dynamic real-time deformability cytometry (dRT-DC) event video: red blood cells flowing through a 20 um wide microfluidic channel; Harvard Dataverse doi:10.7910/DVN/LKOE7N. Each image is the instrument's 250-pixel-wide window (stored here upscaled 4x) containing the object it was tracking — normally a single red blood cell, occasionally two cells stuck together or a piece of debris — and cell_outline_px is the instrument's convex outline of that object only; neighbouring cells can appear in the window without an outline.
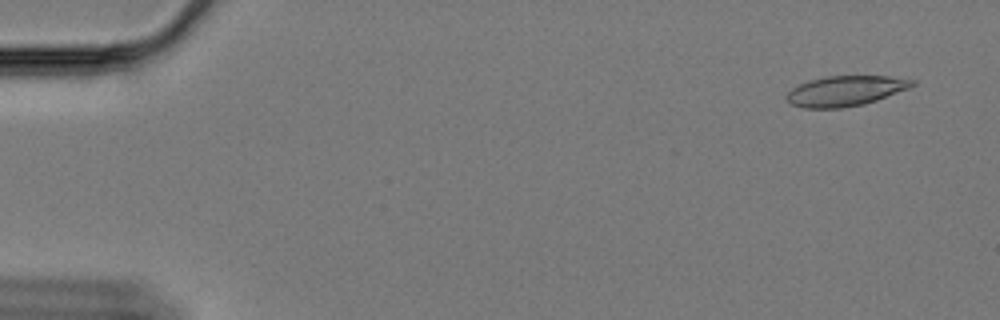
{"species": "Egyptian fruit bat (a non-hibernating species)", "species_latin": "Rousettus aegyptiacus", "temperature_condition": "cold", "stored_images_in_passage": 61, "camera_frame_rate_fps": 3000, "um_per_image_px": 0.085, "animal": {"sex": "female"}, "frame": {"image": 1, "passage_image": 4, "time_ms": 1.0, "image_size_px": [1000, 320], "cell_outline_px": [[916, 84], [908, 88], [876, 100], [864, 104], [840, 108], [804, 108], [792, 104], [784, 96], [792, 88], [808, 80], [828, 76], [888, 76], [916, 80]], "centroid_in_image_um": [71.85, 7.72], "position_along_channel_um": 13.2, "area_um2": 21.96}}
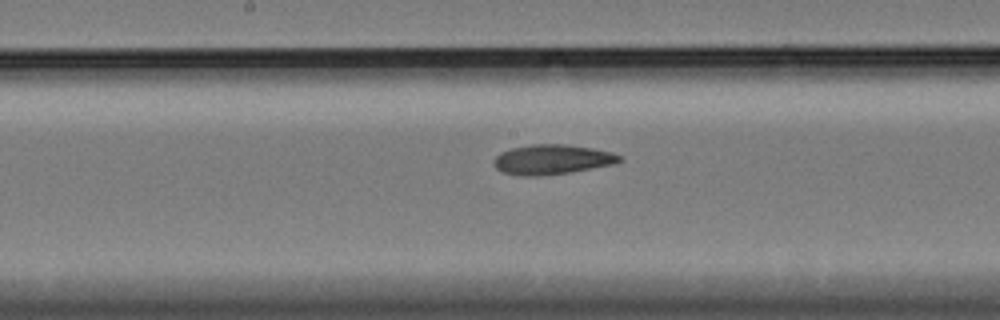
{"frame": {"image": 2, "passage_image": 32, "time_ms": 10.333, "image_size_px": [1000, 320], "cell_outline_px": [[624, 160], [612, 164], [568, 172], [540, 176], [520, 176], [504, 172], [496, 168], [492, 164], [492, 160], [500, 152], [512, 148], [532, 144], [568, 144], [592, 148], [612, 152], [620, 156]], "centroid_in_image_um": [46.88, 13.55], "position_along_channel_um": 201.3, "area_um2": 21.79}}
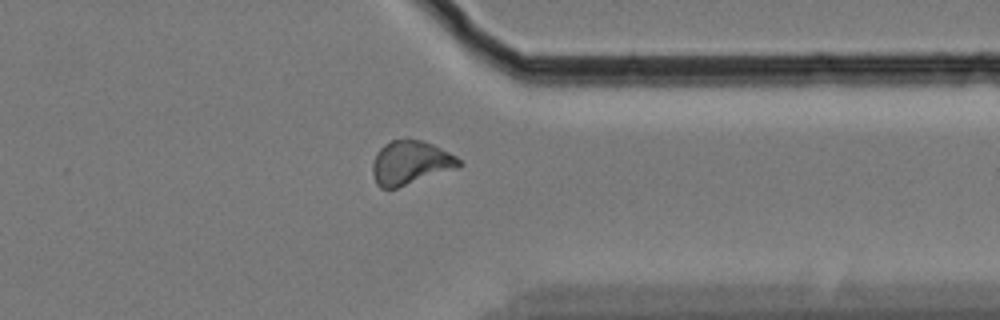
{"frame": {"image": 3, "passage_image": 48, "time_ms": 15.667, "image_size_px": [1000, 320], "cell_outline_px": [[464, 164], [460, 168], [396, 188], [380, 188], [376, 184], [372, 172], [372, 164], [376, 152], [384, 144], [392, 140], [408, 136], [432, 144], [456, 156]], "centroid_in_image_um": [34.9, 13.81], "position_along_channel_um": 376.5, "area_um2": 22.54}, "authors_computed_cell_mechanics": {"area_um2": 21.8484, "velocity_mm_per_s": 3.3346, "shape_relaxation_time_tau1_ms": null, "shape_relaxation_time_tau2_ms": 8.6594, "deformation_change_tau1": null, "deformation_change_tau2": 0.1425}}